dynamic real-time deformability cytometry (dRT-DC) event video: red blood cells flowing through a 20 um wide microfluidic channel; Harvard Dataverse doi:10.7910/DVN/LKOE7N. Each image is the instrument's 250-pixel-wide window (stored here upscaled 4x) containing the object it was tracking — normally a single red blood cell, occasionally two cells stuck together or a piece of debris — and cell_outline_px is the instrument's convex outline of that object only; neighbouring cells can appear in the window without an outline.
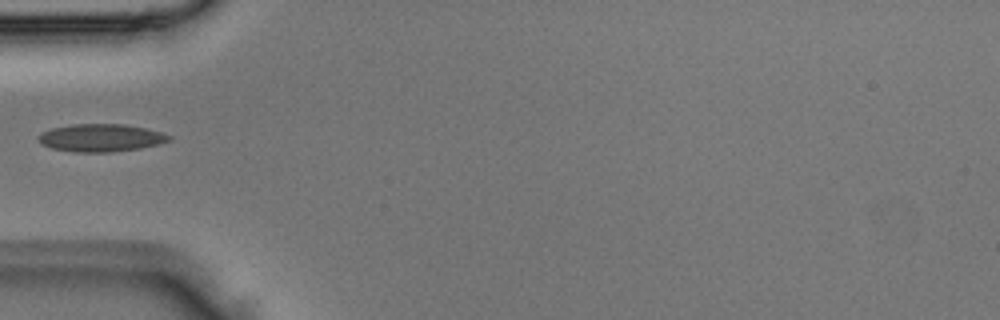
{"species": "Egyptian fruit bat (a non-hibernating species)", "species_latin": "Rousettus aegyptiacus", "temperature_condition": "room temperature", "stored_images_in_passage": 2, "camera_frame_rate_fps": 3000, "um_per_image_px": 0.085, "animal": {"sex": "male"}, "frame": {"image": 1, "passage_image": 2, "time_ms": 0.333, "image_size_px": [1000, 320], "cell_outline_px": [[172, 140], [140, 148], [112, 152], [76, 152], [52, 148], [40, 144], [36, 140], [44, 132], [52, 128], [72, 124], [124, 124], [144, 128], [160, 132], [172, 136]], "centroid_in_image_um": [8.57, 11.71], "position_along_channel_um": 76.4, "area_um2": 20.92}}